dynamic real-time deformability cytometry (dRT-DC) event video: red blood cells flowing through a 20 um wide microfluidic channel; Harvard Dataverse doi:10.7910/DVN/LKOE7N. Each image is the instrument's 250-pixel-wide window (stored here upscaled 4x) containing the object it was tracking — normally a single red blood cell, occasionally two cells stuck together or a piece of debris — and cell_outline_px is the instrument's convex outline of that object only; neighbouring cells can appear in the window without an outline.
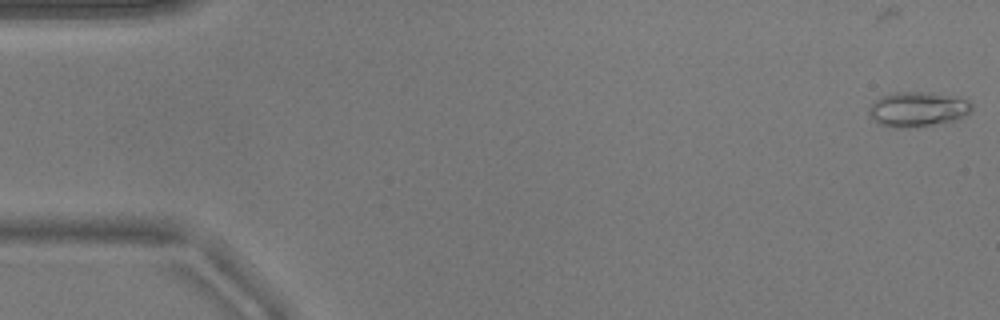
{"species": "common noctule bat (a hibernating species)", "species_latin": "Nyctalus noctula", "temperature_condition": "warm", "stored_images_in_passage": 8, "camera_frame_rate_fps": 3000, "um_per_image_px": 0.085, "animal": {"sex": "male", "body_mass_g": 17.9}, "frame": {"image": 1, "passage_image": 1, "time_ms": 0.0, "image_size_px": [1000, 320], "cell_outline_px": [[972, 112], [956, 120], [908, 128], [892, 128], [880, 124], [868, 116], [868, 108], [880, 96], [896, 92], [932, 92], [956, 96], [968, 100], [972, 104]], "centroid_in_image_um": [78.0, 9.28], "position_along_channel_um": 7.0, "area_um2": 21.15}}